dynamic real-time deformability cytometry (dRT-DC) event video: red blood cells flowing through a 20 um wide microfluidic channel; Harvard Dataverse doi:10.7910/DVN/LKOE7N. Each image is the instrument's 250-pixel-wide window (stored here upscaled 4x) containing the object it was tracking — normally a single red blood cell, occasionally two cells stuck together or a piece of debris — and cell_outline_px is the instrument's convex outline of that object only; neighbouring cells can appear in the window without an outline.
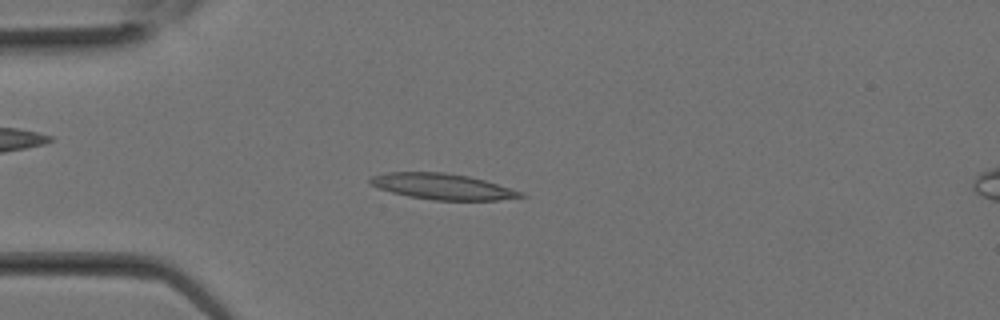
{"species": "Egyptian fruit bat (a non-hibernating species)", "species_latin": "Rousettus aegyptiacus", "temperature_condition": "room temperature", "stored_images_in_passage": 8, "camera_frame_rate_fps": 3000, "um_per_image_px": 0.085, "animal": {"sex": "female"}, "frame": {"image": 1, "passage_image": 7, "time_ms": 2.0, "image_size_px": [1000, 320], "cell_outline_px": [[528, 196], [496, 200], [432, 200], [408, 196], [376, 188], [368, 184], [368, 180], [372, 176], [384, 172], [444, 172], [468, 176], [484, 180], [524, 192]], "centroid_in_image_um": [37.57, 15.85], "position_along_channel_um": 47.4, "area_um2": 22.83}}